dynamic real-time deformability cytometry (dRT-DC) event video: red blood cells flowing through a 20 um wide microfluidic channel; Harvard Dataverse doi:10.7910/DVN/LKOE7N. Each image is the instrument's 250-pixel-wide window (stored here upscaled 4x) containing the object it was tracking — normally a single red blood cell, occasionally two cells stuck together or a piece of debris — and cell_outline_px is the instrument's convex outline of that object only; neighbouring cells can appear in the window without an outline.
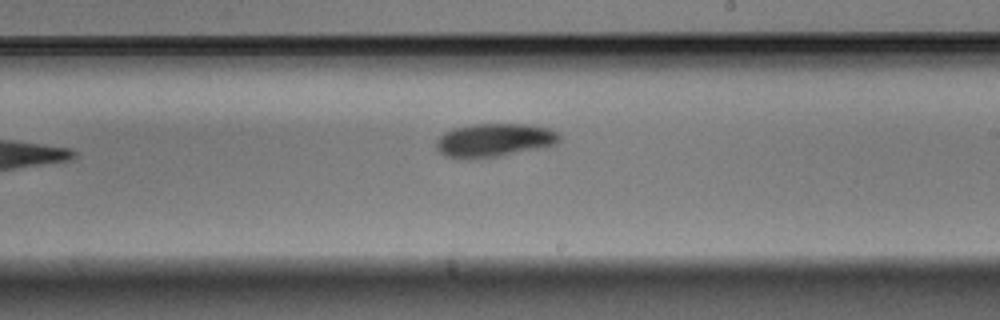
{"species": "Egyptian fruit bat (a non-hibernating species)", "species_latin": "Rousettus aegyptiacus", "temperature_condition": "warm", "stored_images_in_passage": 7, "camera_frame_rate_fps": 3000, "um_per_image_px": 0.085, "animal": {"sex": "male"}, "frame": {"image": 1, "passage_image": 7, "time_ms": 2.0, "image_size_px": [1000, 320], "cell_outline_px": [[560, 140], [556, 144], [544, 148], [496, 156], [448, 156], [440, 152], [436, 148], [436, 140], [444, 132], [452, 128], [472, 124], [532, 124], [548, 128], [556, 132], [560, 136]], "centroid_in_image_um": [42.07, 11.87], "position_along_channel_um": 246.9, "area_um2": 23.52}}